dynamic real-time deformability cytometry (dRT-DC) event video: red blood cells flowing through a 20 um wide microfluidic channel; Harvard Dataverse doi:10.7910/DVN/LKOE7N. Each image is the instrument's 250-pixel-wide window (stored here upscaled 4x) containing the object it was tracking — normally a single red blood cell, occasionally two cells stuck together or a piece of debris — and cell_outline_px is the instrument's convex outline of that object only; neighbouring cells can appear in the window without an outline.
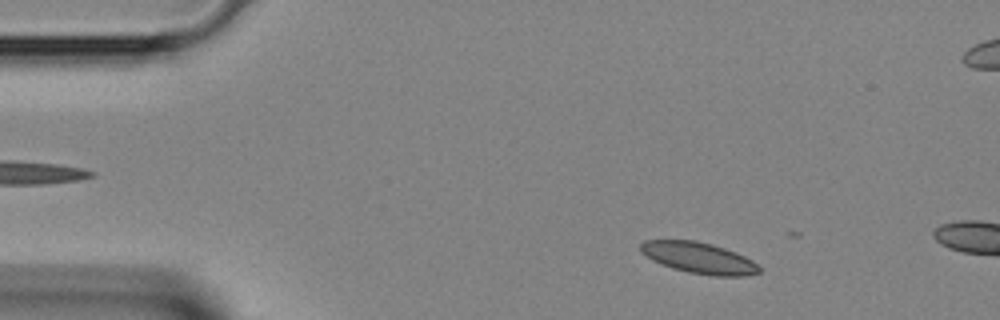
{"species": "Egyptian fruit bat (a non-hibernating species)", "species_latin": "Rousettus aegyptiacus", "temperature_condition": "room temperature", "stored_images_in_passage": 2, "camera_frame_rate_fps": 3000, "um_per_image_px": 0.085, "animal": {"sex": "female"}, "frame": {"image": 1, "passage_image": 2, "time_ms": 0.333, "image_size_px": [1000, 320], "cell_outline_px": [[760, 272], [744, 276], [712, 276], [688, 272], [672, 268], [652, 260], [640, 252], [640, 244], [644, 240], [696, 240], [712, 244], [724, 248], [744, 256], [752, 260], [760, 268]], "centroid_in_image_um": [59.38, 21.92], "position_along_channel_um": 25.6, "area_um2": 21.5}}